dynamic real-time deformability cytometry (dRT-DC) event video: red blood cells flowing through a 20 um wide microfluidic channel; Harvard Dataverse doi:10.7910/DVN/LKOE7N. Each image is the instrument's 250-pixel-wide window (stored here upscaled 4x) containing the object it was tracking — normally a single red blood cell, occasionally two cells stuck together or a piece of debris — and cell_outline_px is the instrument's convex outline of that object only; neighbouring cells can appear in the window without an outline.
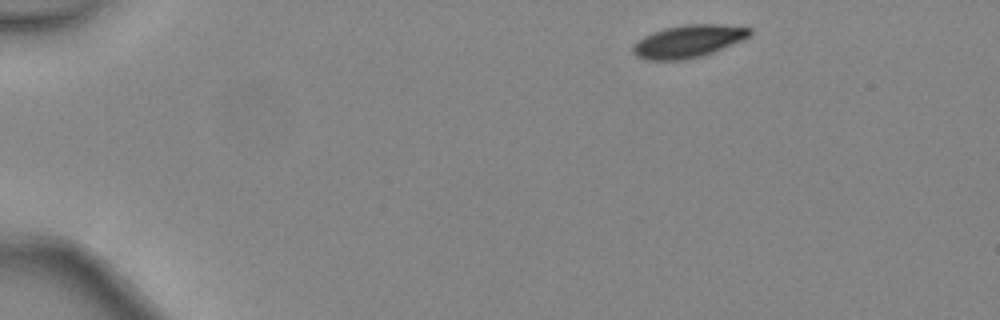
{"species": "common noctule bat (a hibernating species)", "species_latin": "Nyctalus noctula", "temperature_condition": "warm", "stored_images_in_passage": 41, "camera_frame_rate_fps": 3000, "um_per_image_px": 0.085, "animal": {"sex": "female", "body_mass_g": 24.6, "forearm_length_mm": 56.2}, "frame": {"image": 1, "passage_image": 1, "time_ms": 0.0, "image_size_px": [1000, 320], "cell_outline_px": [[752, 32], [744, 40], [712, 52], [700, 56], [680, 60], [648, 60], [636, 56], [632, 52], [632, 48], [644, 36], [652, 32], [664, 28], [684, 24], [724, 24], [752, 28]], "centroid_in_image_um": [58.53, 3.49], "position_along_channel_um": 26.5, "area_um2": 22.08}}
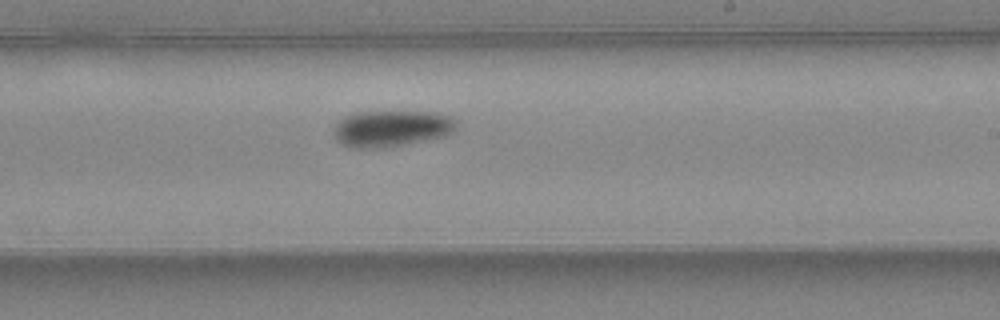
{"frame": {"image": 2, "passage_image": 23, "time_ms": 7.333, "image_size_px": [1000, 320], "cell_outline_px": [[456, 128], [448, 136], [384, 148], [348, 148], [340, 144], [336, 140], [332, 132], [336, 124], [344, 116], [356, 112], [440, 112], [452, 116], [456, 120]], "centroid_in_image_um": [33.28, 10.93], "position_along_channel_um": 255.7, "area_um2": 26.47}}
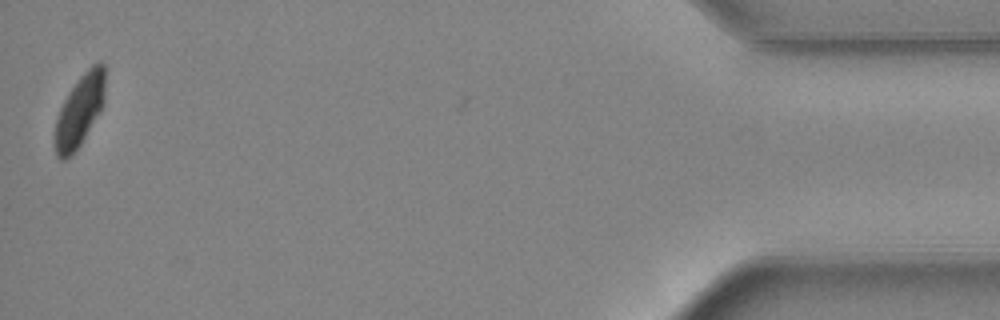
{"frame": {"image": 3, "passage_image": 40, "time_ms": 13.0, "image_size_px": [1000, 320], "cell_outline_px": [[104, 104], [100, 112], [80, 144], [72, 156], [64, 160], [60, 160], [56, 156], [52, 144], [52, 136], [56, 120], [60, 108], [68, 92], [80, 76], [92, 64], [100, 60], [104, 64]], "centroid_in_image_um": [6.72, 9.46], "position_along_channel_um": 428.5, "area_um2": 21.44}, "authors_computed_cell_mechanics": {"area_um2": 24.565, "velocity_mm_per_s": 4.4782, "shape_relaxation_time_tau1_ms": 2.0934, "shape_relaxation_time_tau2_ms": null, "deformation_change_tau1": 0.104, "deformation_change_tau2": null}}